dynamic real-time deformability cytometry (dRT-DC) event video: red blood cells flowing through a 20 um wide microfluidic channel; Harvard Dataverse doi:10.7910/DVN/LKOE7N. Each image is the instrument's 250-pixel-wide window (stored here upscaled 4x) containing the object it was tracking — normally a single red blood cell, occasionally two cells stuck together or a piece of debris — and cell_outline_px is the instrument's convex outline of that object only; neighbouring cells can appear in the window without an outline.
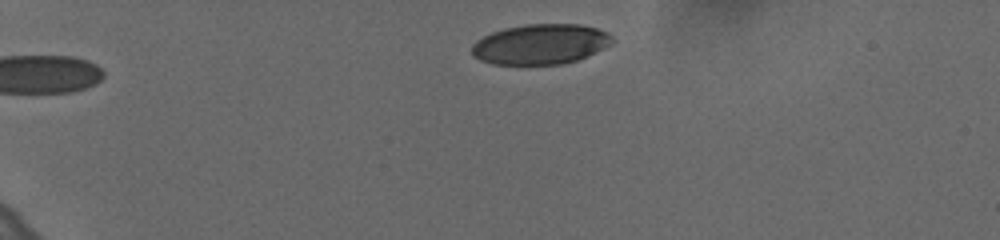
{"species": "human", "species_latin": "Homo sapiens", "temperature_condition": "cold", "stored_images_in_passage": 38, "camera_frame_rate_fps": 3000, "um_per_image_px": 0.085, "donor": {"sex": "female"}, "frame": {"image": 1, "passage_image": 1, "time_ms": 0.0, "image_size_px": [1000, 240], "cell_outline_px": [[612, 40], [608, 44], [576, 60], [560, 64], [492, 64], [480, 60], [472, 56], [472, 44], [476, 40], [492, 32], [504, 28], [524, 24], [580, 24], [596, 28], [608, 32], [612, 36]], "centroid_in_image_um": [45.86, 3.74], "position_along_channel_um": 39.1, "area_um2": 32.54}}
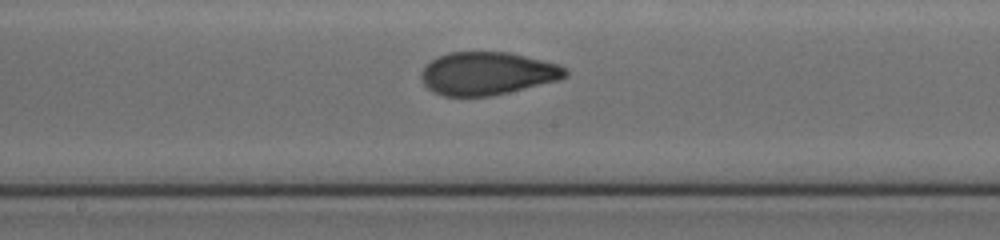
{"frame": {"image": 2, "passage_image": 21, "time_ms": 6.667, "image_size_px": [1000, 240], "cell_outline_px": [[568, 76], [560, 80], [508, 92], [488, 96], [444, 96], [428, 88], [424, 84], [420, 76], [420, 72], [432, 60], [448, 52], [508, 52], [560, 64], [568, 72]], "centroid_in_image_um": [41.45, 6.24], "position_along_channel_um": 206.8, "area_um2": 35.89}}
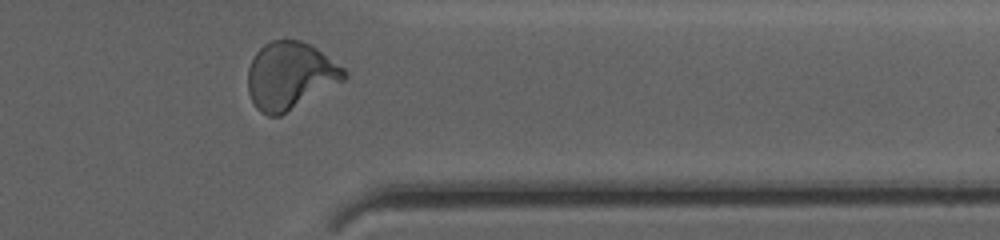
{"frame": {"image": 3, "passage_image": 36, "time_ms": 11.667, "image_size_px": [1000, 240], "cell_outline_px": [[348, 76], [344, 80], [280, 116], [268, 116], [260, 112], [256, 108], [248, 92], [248, 68], [256, 52], [264, 44], [272, 40], [300, 40], [316, 48], [344, 68], [348, 72]], "centroid_in_image_um": [24.65, 6.44], "position_along_channel_um": 386.8, "area_um2": 37.57}, "authors_computed_cell_mechanics": {"area_um2": 35.8938, "velocity_mm_per_s": 3.6456, "shape_relaxation_time_tau1_ms": 8.4853, "shape_relaxation_time_tau2_ms": 1.0295, "deformation_change_tau1": 0.2236, "deformation_change_tau2": 0.062}}